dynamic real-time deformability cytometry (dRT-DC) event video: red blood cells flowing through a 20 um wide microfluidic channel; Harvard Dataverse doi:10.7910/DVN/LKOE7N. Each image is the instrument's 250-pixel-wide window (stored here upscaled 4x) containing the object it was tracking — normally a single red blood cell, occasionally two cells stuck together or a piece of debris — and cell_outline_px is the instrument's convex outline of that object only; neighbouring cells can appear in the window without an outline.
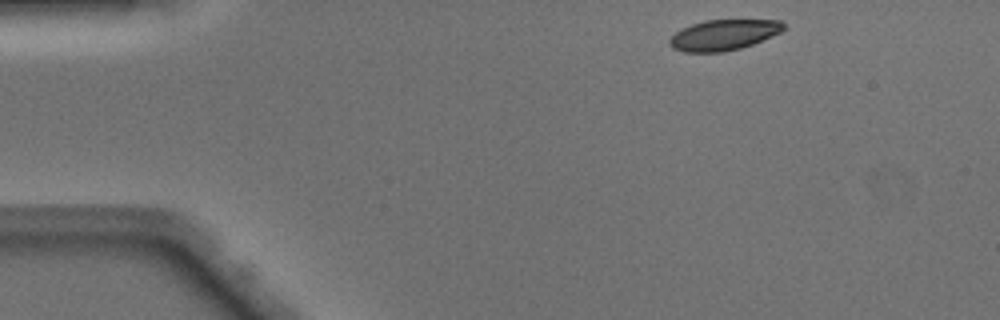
{"species": "Egyptian fruit bat (a non-hibernating species)", "species_latin": "Rousettus aegyptiacus", "temperature_condition": "warm", "stored_images_in_passage": 43, "camera_frame_rate_fps": 3000, "um_per_image_px": 0.085, "animal": {"sex": "male"}, "frame": {"image": 1, "passage_image": 1, "time_ms": 0.0, "image_size_px": [1000, 320], "cell_outline_px": [[784, 28], [780, 32], [772, 36], [752, 44], [740, 48], [724, 52], [684, 52], [672, 48], [668, 44], [668, 40], [676, 32], [692, 24], [704, 20], [780, 20], [784, 24]], "centroid_in_image_um": [61.48, 2.97], "position_along_channel_um": 23.5, "area_um2": 20.23}}
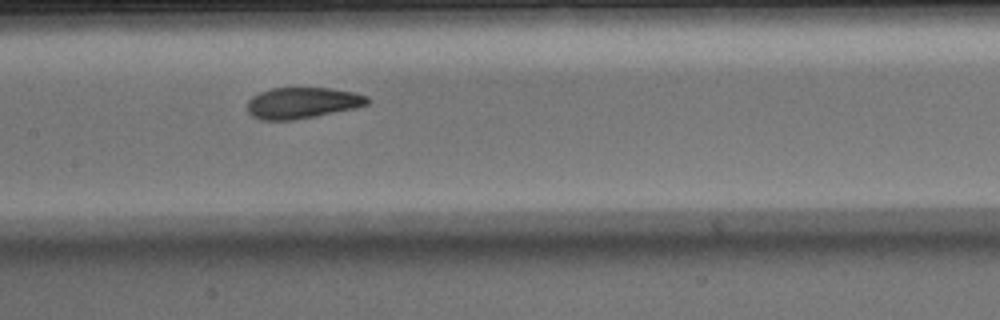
{"frame": {"image": 2, "passage_image": 18, "time_ms": 5.667, "image_size_px": [1000, 320], "cell_outline_px": [[372, 100], [368, 104], [356, 108], [292, 120], [260, 120], [252, 116], [248, 112], [248, 100], [252, 96], [260, 92], [272, 88], [332, 88], [352, 92], [368, 96]], "centroid_in_image_um": [25.71, 8.74], "position_along_channel_um": 181.7, "area_um2": 21.79}}
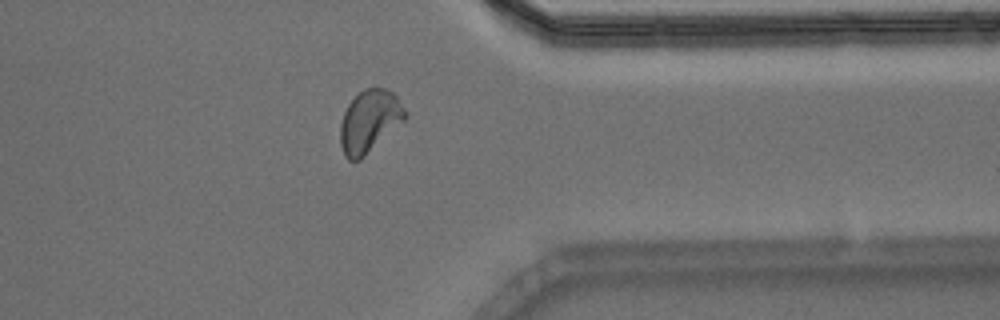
{"frame": {"image": 3, "passage_image": 33, "time_ms": 10.667, "image_size_px": [1000, 320], "cell_outline_px": [[408, 116], [404, 120], [360, 160], [348, 160], [344, 156], [340, 144], [340, 124], [344, 112], [348, 104], [364, 88], [384, 88], [392, 92], [396, 96], [408, 112]], "centroid_in_image_um": [31.4, 10.31], "position_along_channel_um": 380.0, "area_um2": 23.41}, "authors_computed_cell_mechanics": {"area_um2": 22.4264, "velocity_mm_per_s": 4.1179, "shape_relaxation_time_tau1_ms": 4.1245, "shape_relaxation_time_tau2_ms": 1.4151, "deformation_change_tau1": 0.1546, "deformation_change_tau2": 0.0845}}